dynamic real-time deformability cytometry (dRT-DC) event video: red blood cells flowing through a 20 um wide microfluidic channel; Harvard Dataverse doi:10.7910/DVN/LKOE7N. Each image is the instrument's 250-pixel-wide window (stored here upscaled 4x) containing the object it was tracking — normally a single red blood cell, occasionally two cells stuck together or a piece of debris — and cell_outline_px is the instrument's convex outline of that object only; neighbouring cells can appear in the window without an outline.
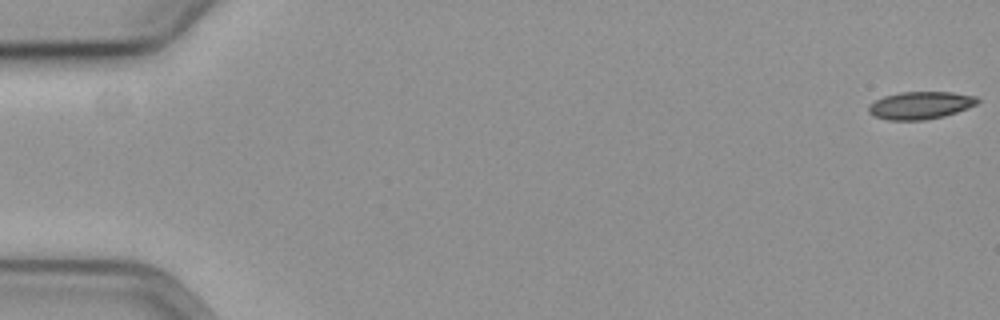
{"species": "common noctule bat (a hibernating species)", "species_latin": "Nyctalus noctula", "temperature_condition": "cold", "stored_images_in_passage": 17, "camera_frame_rate_fps": 3000, "um_per_image_px": 0.085, "animal": {"sex": "female", "body_mass_g": 19.3, "forearm_length_mm": 54.1}, "frame": {"image": 1, "passage_image": 1, "time_ms": 0.0, "image_size_px": [1000, 320], "cell_outline_px": [[980, 100], [976, 104], [968, 108], [944, 116], [924, 120], [888, 120], [876, 116], [868, 112], [868, 104], [884, 96], [900, 92], [952, 92], [976, 96]], "centroid_in_image_um": [78.23, 8.95], "position_along_channel_um": 6.8, "area_um2": 17.46}}
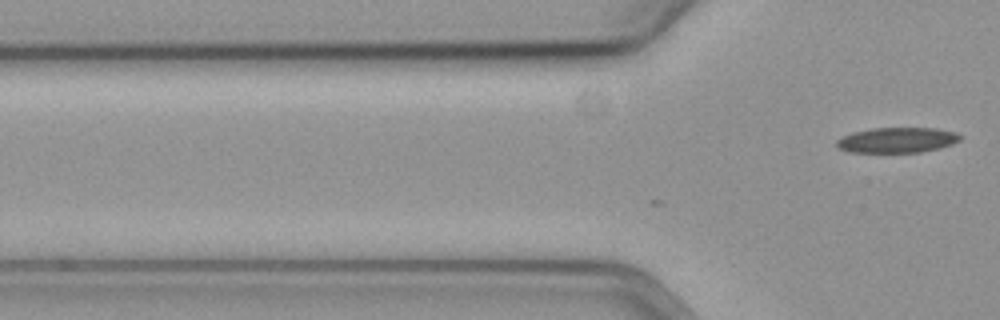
{"frame": {"image": 2, "passage_image": 17, "time_ms": 5.333, "image_size_px": [1000, 320], "cell_outline_px": [[960, 140], [952, 144], [940, 148], [920, 152], [848, 152], [836, 148], [836, 140], [840, 136], [852, 132], [872, 128], [936, 128], [956, 132], [960, 136]], "centroid_in_image_um": [76.2, 11.9], "position_along_channel_um": 49.6, "area_um2": 18.38}}